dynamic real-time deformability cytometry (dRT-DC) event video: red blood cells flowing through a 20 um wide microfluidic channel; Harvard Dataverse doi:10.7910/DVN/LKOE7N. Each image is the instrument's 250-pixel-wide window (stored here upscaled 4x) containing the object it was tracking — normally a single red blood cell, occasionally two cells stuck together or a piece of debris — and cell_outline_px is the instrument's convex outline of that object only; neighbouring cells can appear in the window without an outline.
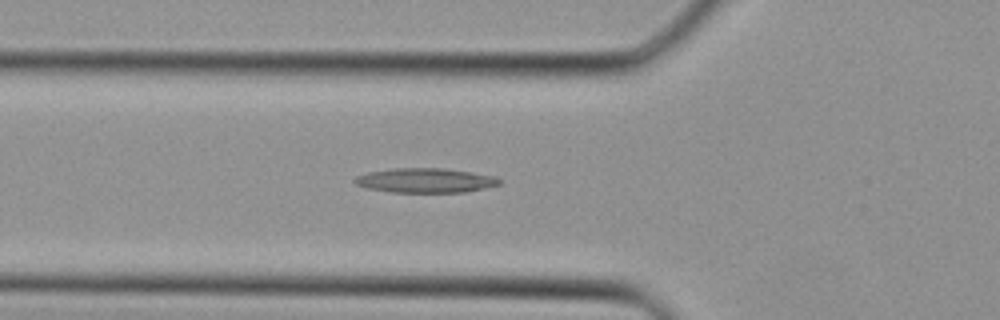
{"species": "Egyptian fruit bat (a non-hibernating species)", "species_latin": "Rousettus aegyptiacus", "temperature_condition": "cold", "stored_images_in_passage": 27, "camera_frame_rate_fps": 3000, "um_per_image_px": 0.085, "animal": {"sex": "female"}, "frame": {"image": 1, "passage_image": 6, "time_ms": 1.667, "image_size_px": [1000, 320], "cell_outline_px": [[500, 184], [484, 188], [464, 192], [392, 192], [368, 188], [356, 184], [352, 180], [356, 176], [368, 172], [392, 168], [444, 168], [472, 172], [496, 176], [500, 180]], "centroid_in_image_um": [36.15, 15.33], "position_along_channel_um": 89.7, "area_um2": 20.63}}
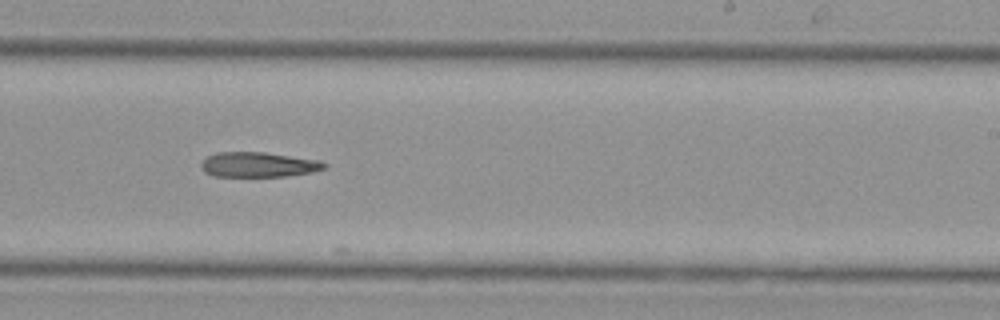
{"frame": {"image": 2, "passage_image": 16, "time_ms": 5.0, "image_size_px": [1000, 320], "cell_outline_px": [[328, 164], [324, 168], [312, 172], [284, 176], [212, 176], [204, 172], [200, 168], [200, 164], [208, 156], [216, 152], [264, 152], [320, 160]], "centroid_in_image_um": [21.94, 13.99], "position_along_channel_um": 267.1, "area_um2": 17.92}}
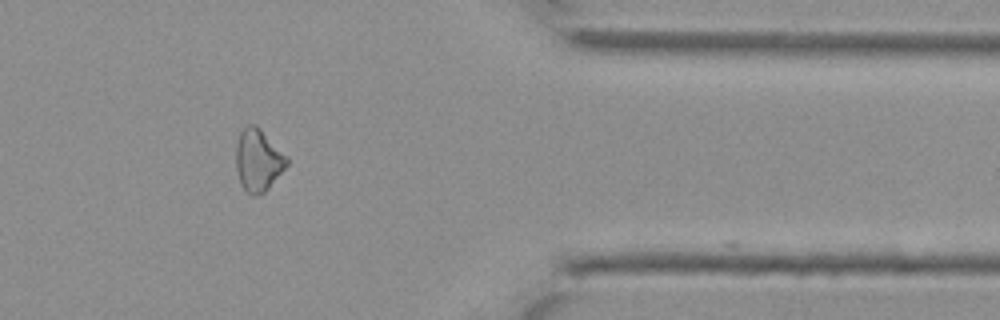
{"frame": {"image": 3, "passage_image": 24, "time_ms": 7.667, "image_size_px": [1000, 320], "cell_outline_px": [[288, 164], [268, 188], [264, 192], [256, 196], [252, 196], [240, 184], [236, 168], [236, 144], [240, 132], [248, 124], [256, 124], [288, 156]], "centroid_in_image_um": [21.94, 13.6], "position_along_channel_um": 389.5, "area_um2": 18.44}}